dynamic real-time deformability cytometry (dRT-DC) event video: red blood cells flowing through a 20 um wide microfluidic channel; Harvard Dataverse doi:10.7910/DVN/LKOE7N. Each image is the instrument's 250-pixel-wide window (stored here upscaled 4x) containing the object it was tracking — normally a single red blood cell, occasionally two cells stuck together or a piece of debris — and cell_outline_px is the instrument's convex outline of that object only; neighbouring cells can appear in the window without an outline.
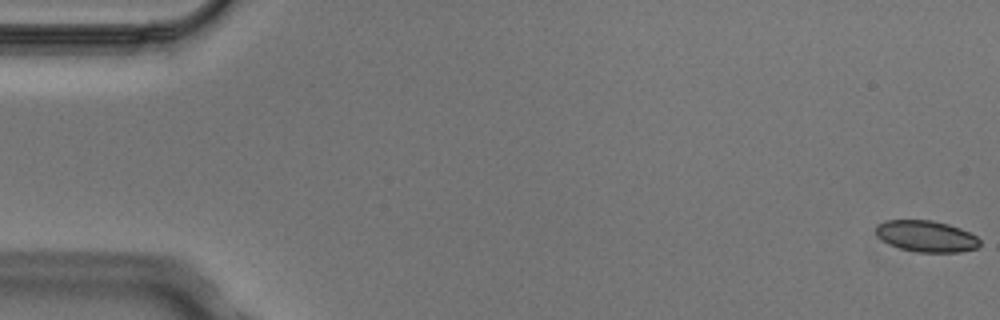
{"species": "Egyptian fruit bat (a non-hibernating species)", "species_latin": "Rousettus aegyptiacus", "temperature_condition": "cold", "stored_images_in_passage": 5, "camera_frame_rate_fps": 3000, "um_per_image_px": 0.085, "animal": {"sex": "male"}, "frame": {"image": 1, "passage_image": 1, "time_ms": 0.0, "image_size_px": [1000, 320], "cell_outline_px": [[980, 244], [976, 248], [960, 252], [920, 252], [900, 248], [888, 244], [876, 236], [876, 228], [880, 224], [888, 220], [932, 220], [948, 224], [960, 228], [976, 236], [980, 240]], "centroid_in_image_um": [78.74, 20.08], "position_along_channel_um": 6.3, "area_um2": 18.84}}
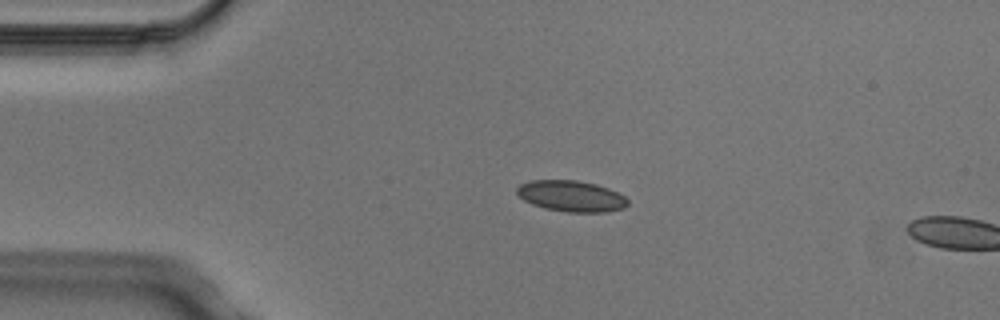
{"frame": {"image": 2, "passage_image": 4, "time_ms": 1.0, "image_size_px": [1000, 320], "cell_outline_px": [[628, 204], [624, 208], [604, 212], [568, 212], [544, 208], [532, 204], [524, 200], [516, 192], [516, 188], [520, 184], [528, 180], [576, 180], [596, 184], [608, 188], [624, 196], [628, 200]], "centroid_in_image_um": [48.54, 16.66], "position_along_channel_um": 36.5, "area_um2": 20.06}}